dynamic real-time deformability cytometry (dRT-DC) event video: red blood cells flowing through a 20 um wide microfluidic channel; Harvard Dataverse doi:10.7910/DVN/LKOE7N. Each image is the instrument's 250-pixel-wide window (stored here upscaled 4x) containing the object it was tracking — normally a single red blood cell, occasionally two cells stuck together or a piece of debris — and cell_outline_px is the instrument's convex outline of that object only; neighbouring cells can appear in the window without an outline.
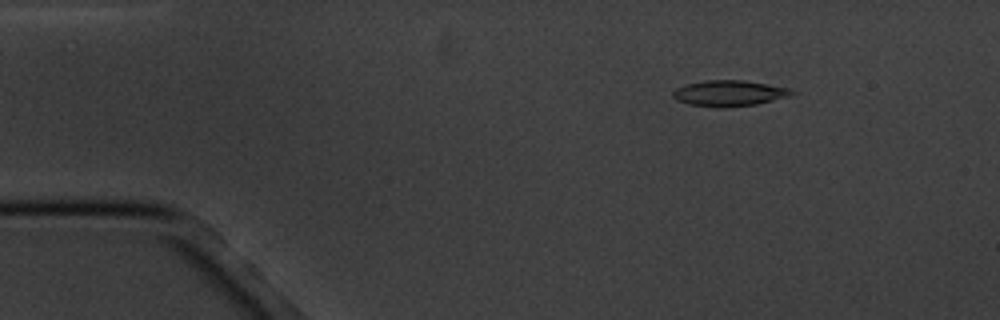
{"species": "common noctule bat (a hibernating species)", "species_latin": "Nyctalus noctula", "temperature_condition": "cold", "stored_images_in_passage": 10, "camera_frame_rate_fps": 3000, "um_per_image_px": 0.085, "animal": {"sex": "male", "body_mass_g": 20.1, "forearm_length_mm": 53.5}, "frame": {"image": 1, "passage_image": 3, "time_ms": 2.333, "image_size_px": [1000, 320], "cell_outline_px": [[796, 92], [788, 96], [756, 104], [720, 108], [716, 108], [688, 104], [676, 100], [672, 96], [672, 92], [676, 88], [688, 84], [704, 80], [744, 80], [788, 88]], "centroid_in_image_um": [61.92, 7.93], "position_along_channel_um": 23.1, "area_um2": 17.8}}
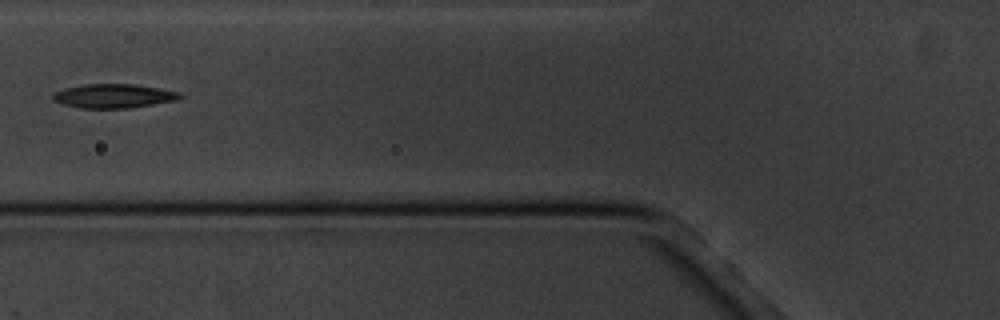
{"frame": {"image": 2, "passage_image": 7, "time_ms": 7.0, "image_size_px": [1000, 320], "cell_outline_px": [[184, 96], [176, 100], [128, 108], [80, 108], [64, 104], [52, 100], [52, 96], [56, 92], [64, 88], [84, 84], [132, 84], [160, 88], [176, 92]], "centroid_in_image_um": [9.63, 8.15], "position_along_channel_um": 116.2, "area_um2": 17.57}}
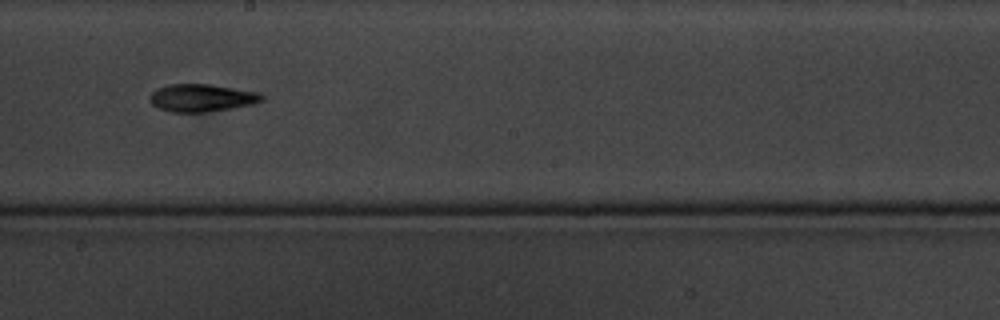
{"frame": {"image": 3, "passage_image": 10, "time_ms": 10.333, "image_size_px": [1000, 320], "cell_outline_px": [[264, 100], [252, 104], [208, 112], [172, 112], [160, 108], [152, 104], [152, 92], [156, 88], [168, 84], [212, 84], [256, 92], [264, 96]], "centroid_in_image_um": [17.15, 8.31], "position_along_channel_um": 231.0, "area_um2": 17.8}}